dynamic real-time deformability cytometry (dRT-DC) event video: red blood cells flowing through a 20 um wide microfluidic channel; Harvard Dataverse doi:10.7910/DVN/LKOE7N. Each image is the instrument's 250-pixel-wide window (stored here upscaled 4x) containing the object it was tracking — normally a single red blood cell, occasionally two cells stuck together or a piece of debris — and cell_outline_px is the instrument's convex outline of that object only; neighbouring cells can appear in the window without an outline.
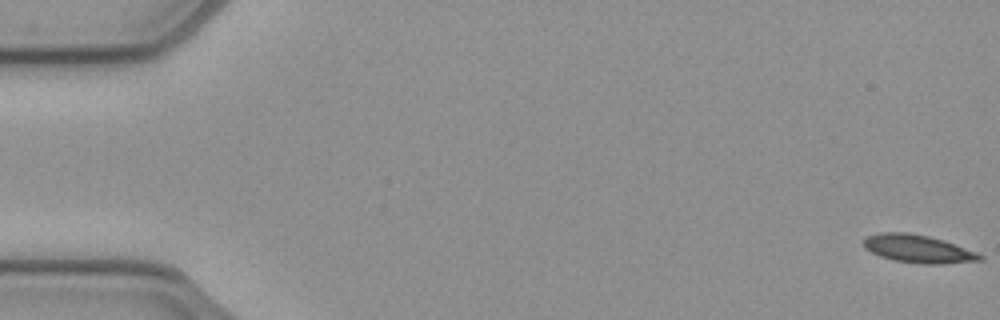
{"species": "common noctule bat (a hibernating species)", "species_latin": "Nyctalus noctula", "temperature_condition": "cold", "stored_images_in_passage": 53, "camera_frame_rate_fps": 3000, "um_per_image_px": 0.085, "animal": {"sex": "female", "body_mass_g": 21.9}, "frame": {"image": 1, "passage_image": 1, "time_ms": 0.0, "image_size_px": [1000, 320], "cell_outline_px": [[984, 260], [940, 264], [920, 264], [892, 260], [880, 256], [864, 248], [864, 236], [880, 232], [908, 232], [928, 236], [944, 240], [976, 252], [984, 256]], "centroid_in_image_um": [78.02, 21.15], "position_along_channel_um": 7.0, "area_um2": 19.07}}
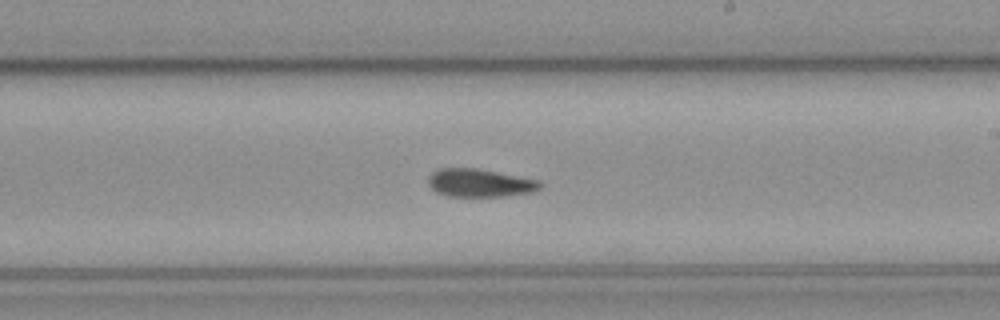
{"frame": {"image": 2, "passage_image": 31, "time_ms": 10.0, "image_size_px": [1000, 320], "cell_outline_px": [[544, 184], [540, 188], [532, 192], [504, 196], [448, 196], [436, 192], [428, 184], [428, 176], [432, 172], [440, 168], [476, 168], [540, 180]], "centroid_in_image_um": [40.79, 15.54], "position_along_channel_um": 248.2, "area_um2": 18.32}}
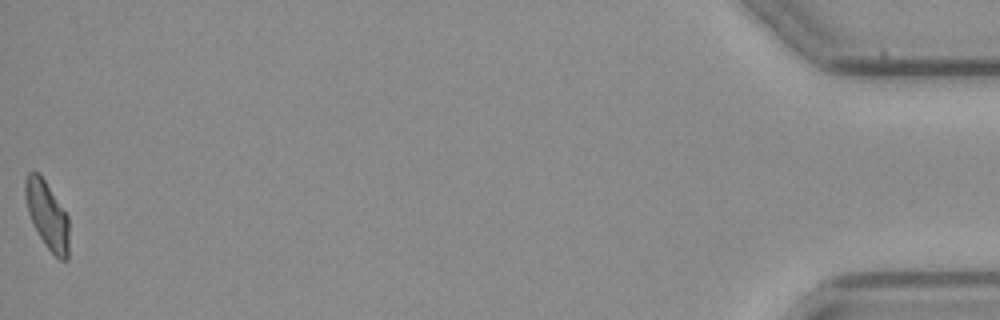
{"frame": {"image": 3, "passage_image": 53, "time_ms": 17.333, "image_size_px": [1000, 320], "cell_outline_px": [[68, 260], [60, 260], [44, 244], [32, 224], [28, 212], [24, 196], [24, 180], [28, 172], [40, 172], [68, 216]], "centroid_in_image_um": [3.98, 18.25], "position_along_channel_um": 431.2, "area_um2": 17.4}, "authors_computed_cell_mechanics": {"area_um2": 18.5538, "velocity_mm_per_s": 3.9042, "shape_relaxation_time_tau1_ms": 8.5063, "shape_relaxation_time_tau2_ms": 3.2671, "deformation_change_tau1": 0.1864, "deformation_change_tau2": 0.0978}}